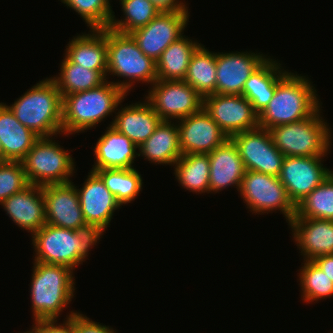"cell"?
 <instances>
[{"mask_svg": "<svg viewBox=\"0 0 333 333\" xmlns=\"http://www.w3.org/2000/svg\"><path fill=\"white\" fill-rule=\"evenodd\" d=\"M306 76L287 70L277 81L273 98L259 114V127L270 129L311 117L322 102ZM321 103V104H320Z\"/></svg>", "mask_w": 333, "mask_h": 333, "instance_id": "6da1fadb", "label": "cell"}, {"mask_svg": "<svg viewBox=\"0 0 333 333\" xmlns=\"http://www.w3.org/2000/svg\"><path fill=\"white\" fill-rule=\"evenodd\" d=\"M126 96L109 80L96 88L62 96V134L75 135L98 126L116 112Z\"/></svg>", "mask_w": 333, "mask_h": 333, "instance_id": "7a4b0ae2", "label": "cell"}, {"mask_svg": "<svg viewBox=\"0 0 333 333\" xmlns=\"http://www.w3.org/2000/svg\"><path fill=\"white\" fill-rule=\"evenodd\" d=\"M101 238L94 230H71L46 223L31 236L34 261L64 265L74 271Z\"/></svg>", "mask_w": 333, "mask_h": 333, "instance_id": "3957f363", "label": "cell"}, {"mask_svg": "<svg viewBox=\"0 0 333 333\" xmlns=\"http://www.w3.org/2000/svg\"><path fill=\"white\" fill-rule=\"evenodd\" d=\"M7 106L39 137L62 135V96L51 77L39 81Z\"/></svg>", "mask_w": 333, "mask_h": 333, "instance_id": "277c9868", "label": "cell"}, {"mask_svg": "<svg viewBox=\"0 0 333 333\" xmlns=\"http://www.w3.org/2000/svg\"><path fill=\"white\" fill-rule=\"evenodd\" d=\"M32 263L30 302L33 321L58 319L75 297L74 271L64 265Z\"/></svg>", "mask_w": 333, "mask_h": 333, "instance_id": "5b68a950", "label": "cell"}, {"mask_svg": "<svg viewBox=\"0 0 333 333\" xmlns=\"http://www.w3.org/2000/svg\"><path fill=\"white\" fill-rule=\"evenodd\" d=\"M109 75L123 78L122 81L110 82L128 94L136 82L152 85L157 80L156 62L140 50L131 34L120 33L107 27L106 80Z\"/></svg>", "mask_w": 333, "mask_h": 333, "instance_id": "8992f818", "label": "cell"}, {"mask_svg": "<svg viewBox=\"0 0 333 333\" xmlns=\"http://www.w3.org/2000/svg\"><path fill=\"white\" fill-rule=\"evenodd\" d=\"M319 108L311 117L269 129L274 146L284 156H326L331 149V128ZM331 138V139H330Z\"/></svg>", "mask_w": 333, "mask_h": 333, "instance_id": "52a82bcc", "label": "cell"}, {"mask_svg": "<svg viewBox=\"0 0 333 333\" xmlns=\"http://www.w3.org/2000/svg\"><path fill=\"white\" fill-rule=\"evenodd\" d=\"M55 137H40L21 160L29 184L44 186L72 182L75 162L70 150L55 142ZM54 140V141H53Z\"/></svg>", "mask_w": 333, "mask_h": 333, "instance_id": "ba28073f", "label": "cell"}, {"mask_svg": "<svg viewBox=\"0 0 333 333\" xmlns=\"http://www.w3.org/2000/svg\"><path fill=\"white\" fill-rule=\"evenodd\" d=\"M238 192L252 214L262 215L278 210L287 223L295 216L296 206L279 177L246 170Z\"/></svg>", "mask_w": 333, "mask_h": 333, "instance_id": "9c48e42d", "label": "cell"}, {"mask_svg": "<svg viewBox=\"0 0 333 333\" xmlns=\"http://www.w3.org/2000/svg\"><path fill=\"white\" fill-rule=\"evenodd\" d=\"M145 99L162 121H178L203 109L204 98L184 80H156Z\"/></svg>", "mask_w": 333, "mask_h": 333, "instance_id": "30bf717a", "label": "cell"}, {"mask_svg": "<svg viewBox=\"0 0 333 333\" xmlns=\"http://www.w3.org/2000/svg\"><path fill=\"white\" fill-rule=\"evenodd\" d=\"M203 108L228 138L259 127V115L243 95L211 94L204 97Z\"/></svg>", "mask_w": 333, "mask_h": 333, "instance_id": "8fae6325", "label": "cell"}, {"mask_svg": "<svg viewBox=\"0 0 333 333\" xmlns=\"http://www.w3.org/2000/svg\"><path fill=\"white\" fill-rule=\"evenodd\" d=\"M246 170L279 177L284 154L275 146L268 129L257 127L231 137Z\"/></svg>", "mask_w": 333, "mask_h": 333, "instance_id": "7c38bea8", "label": "cell"}, {"mask_svg": "<svg viewBox=\"0 0 333 333\" xmlns=\"http://www.w3.org/2000/svg\"><path fill=\"white\" fill-rule=\"evenodd\" d=\"M189 14L188 9L160 12L146 26L130 34L140 50L156 62L162 52L184 34Z\"/></svg>", "mask_w": 333, "mask_h": 333, "instance_id": "4fadbf2b", "label": "cell"}, {"mask_svg": "<svg viewBox=\"0 0 333 333\" xmlns=\"http://www.w3.org/2000/svg\"><path fill=\"white\" fill-rule=\"evenodd\" d=\"M324 157H284L279 179L295 206L333 172L323 166Z\"/></svg>", "mask_w": 333, "mask_h": 333, "instance_id": "5bb4252c", "label": "cell"}, {"mask_svg": "<svg viewBox=\"0 0 333 333\" xmlns=\"http://www.w3.org/2000/svg\"><path fill=\"white\" fill-rule=\"evenodd\" d=\"M76 189L87 225L102 236L121 204L95 171L90 170L82 188L76 186Z\"/></svg>", "mask_w": 333, "mask_h": 333, "instance_id": "9a60e30c", "label": "cell"}, {"mask_svg": "<svg viewBox=\"0 0 333 333\" xmlns=\"http://www.w3.org/2000/svg\"><path fill=\"white\" fill-rule=\"evenodd\" d=\"M73 183L42 186L46 223L71 230H92L84 219Z\"/></svg>", "mask_w": 333, "mask_h": 333, "instance_id": "2e32d148", "label": "cell"}, {"mask_svg": "<svg viewBox=\"0 0 333 333\" xmlns=\"http://www.w3.org/2000/svg\"><path fill=\"white\" fill-rule=\"evenodd\" d=\"M269 56L260 52H217L216 93L242 95L244 83Z\"/></svg>", "mask_w": 333, "mask_h": 333, "instance_id": "e0dca14e", "label": "cell"}, {"mask_svg": "<svg viewBox=\"0 0 333 333\" xmlns=\"http://www.w3.org/2000/svg\"><path fill=\"white\" fill-rule=\"evenodd\" d=\"M176 123L182 155L209 154L229 139L204 108Z\"/></svg>", "mask_w": 333, "mask_h": 333, "instance_id": "ac0fdd59", "label": "cell"}, {"mask_svg": "<svg viewBox=\"0 0 333 333\" xmlns=\"http://www.w3.org/2000/svg\"><path fill=\"white\" fill-rule=\"evenodd\" d=\"M287 225L303 260L312 261L319 256L333 254L332 220L292 218Z\"/></svg>", "mask_w": 333, "mask_h": 333, "instance_id": "d6986e66", "label": "cell"}, {"mask_svg": "<svg viewBox=\"0 0 333 333\" xmlns=\"http://www.w3.org/2000/svg\"><path fill=\"white\" fill-rule=\"evenodd\" d=\"M0 205L9 218L31 236L46 224L42 186L29 184Z\"/></svg>", "mask_w": 333, "mask_h": 333, "instance_id": "ffe728a7", "label": "cell"}, {"mask_svg": "<svg viewBox=\"0 0 333 333\" xmlns=\"http://www.w3.org/2000/svg\"><path fill=\"white\" fill-rule=\"evenodd\" d=\"M210 161L209 193H219L229 186L240 188L246 168L231 138L208 154Z\"/></svg>", "mask_w": 333, "mask_h": 333, "instance_id": "44dd1931", "label": "cell"}, {"mask_svg": "<svg viewBox=\"0 0 333 333\" xmlns=\"http://www.w3.org/2000/svg\"><path fill=\"white\" fill-rule=\"evenodd\" d=\"M121 108V109H119ZM117 106L115 118L109 126L126 135L137 147L142 145L155 131L162 119L154 111L152 105L144 101Z\"/></svg>", "mask_w": 333, "mask_h": 333, "instance_id": "7402d4cb", "label": "cell"}, {"mask_svg": "<svg viewBox=\"0 0 333 333\" xmlns=\"http://www.w3.org/2000/svg\"><path fill=\"white\" fill-rule=\"evenodd\" d=\"M106 128L94 146L95 162L91 170L133 169L135 158L139 156L138 147L113 126Z\"/></svg>", "mask_w": 333, "mask_h": 333, "instance_id": "603a6c76", "label": "cell"}, {"mask_svg": "<svg viewBox=\"0 0 333 333\" xmlns=\"http://www.w3.org/2000/svg\"><path fill=\"white\" fill-rule=\"evenodd\" d=\"M90 32V33H89ZM87 33L73 36L66 45L65 53L73 63L107 75V28L90 29Z\"/></svg>", "mask_w": 333, "mask_h": 333, "instance_id": "cb8c5ba5", "label": "cell"}, {"mask_svg": "<svg viewBox=\"0 0 333 333\" xmlns=\"http://www.w3.org/2000/svg\"><path fill=\"white\" fill-rule=\"evenodd\" d=\"M138 150V157L142 156L149 163L173 166L182 156L177 123L161 121Z\"/></svg>", "mask_w": 333, "mask_h": 333, "instance_id": "d4e9b609", "label": "cell"}, {"mask_svg": "<svg viewBox=\"0 0 333 333\" xmlns=\"http://www.w3.org/2000/svg\"><path fill=\"white\" fill-rule=\"evenodd\" d=\"M39 138L18 121L6 103L0 102V143L7 161H21Z\"/></svg>", "mask_w": 333, "mask_h": 333, "instance_id": "484cf974", "label": "cell"}, {"mask_svg": "<svg viewBox=\"0 0 333 333\" xmlns=\"http://www.w3.org/2000/svg\"><path fill=\"white\" fill-rule=\"evenodd\" d=\"M279 62L269 56L244 83L242 95L251 102L258 115L268 106L278 79L287 71Z\"/></svg>", "mask_w": 333, "mask_h": 333, "instance_id": "4316f807", "label": "cell"}, {"mask_svg": "<svg viewBox=\"0 0 333 333\" xmlns=\"http://www.w3.org/2000/svg\"><path fill=\"white\" fill-rule=\"evenodd\" d=\"M185 36L171 43L156 61L157 80H184L191 56L201 45Z\"/></svg>", "mask_w": 333, "mask_h": 333, "instance_id": "83f0119b", "label": "cell"}, {"mask_svg": "<svg viewBox=\"0 0 333 333\" xmlns=\"http://www.w3.org/2000/svg\"><path fill=\"white\" fill-rule=\"evenodd\" d=\"M175 179L189 192L209 193L210 161L208 154H184L173 165Z\"/></svg>", "mask_w": 333, "mask_h": 333, "instance_id": "f1b7e54d", "label": "cell"}, {"mask_svg": "<svg viewBox=\"0 0 333 333\" xmlns=\"http://www.w3.org/2000/svg\"><path fill=\"white\" fill-rule=\"evenodd\" d=\"M216 53L200 45L192 54L184 81L203 98L216 93Z\"/></svg>", "mask_w": 333, "mask_h": 333, "instance_id": "f546056e", "label": "cell"}, {"mask_svg": "<svg viewBox=\"0 0 333 333\" xmlns=\"http://www.w3.org/2000/svg\"><path fill=\"white\" fill-rule=\"evenodd\" d=\"M59 71V75L51 78L56 83L61 96L90 90L106 81L99 71L73 63L66 55L61 61Z\"/></svg>", "mask_w": 333, "mask_h": 333, "instance_id": "4dcf8cb0", "label": "cell"}, {"mask_svg": "<svg viewBox=\"0 0 333 333\" xmlns=\"http://www.w3.org/2000/svg\"><path fill=\"white\" fill-rule=\"evenodd\" d=\"M95 171L121 206L133 202L142 191L140 172L133 169H100Z\"/></svg>", "mask_w": 333, "mask_h": 333, "instance_id": "1f68e13d", "label": "cell"}, {"mask_svg": "<svg viewBox=\"0 0 333 333\" xmlns=\"http://www.w3.org/2000/svg\"><path fill=\"white\" fill-rule=\"evenodd\" d=\"M293 218H315L333 221V172L296 205Z\"/></svg>", "mask_w": 333, "mask_h": 333, "instance_id": "d6a6232c", "label": "cell"}, {"mask_svg": "<svg viewBox=\"0 0 333 333\" xmlns=\"http://www.w3.org/2000/svg\"><path fill=\"white\" fill-rule=\"evenodd\" d=\"M123 12L122 19L113 15L109 28L124 34L146 26L160 11L150 0H119Z\"/></svg>", "mask_w": 333, "mask_h": 333, "instance_id": "836d02e7", "label": "cell"}, {"mask_svg": "<svg viewBox=\"0 0 333 333\" xmlns=\"http://www.w3.org/2000/svg\"><path fill=\"white\" fill-rule=\"evenodd\" d=\"M298 273L301 298L306 303L333 297V282L313 261L304 260Z\"/></svg>", "mask_w": 333, "mask_h": 333, "instance_id": "e575fe53", "label": "cell"}, {"mask_svg": "<svg viewBox=\"0 0 333 333\" xmlns=\"http://www.w3.org/2000/svg\"><path fill=\"white\" fill-rule=\"evenodd\" d=\"M61 2L78 13L89 29L109 27L115 14L110 0H61Z\"/></svg>", "mask_w": 333, "mask_h": 333, "instance_id": "d590c367", "label": "cell"}, {"mask_svg": "<svg viewBox=\"0 0 333 333\" xmlns=\"http://www.w3.org/2000/svg\"><path fill=\"white\" fill-rule=\"evenodd\" d=\"M28 185L21 161H6L0 167V204Z\"/></svg>", "mask_w": 333, "mask_h": 333, "instance_id": "8d00e7d4", "label": "cell"}, {"mask_svg": "<svg viewBox=\"0 0 333 333\" xmlns=\"http://www.w3.org/2000/svg\"><path fill=\"white\" fill-rule=\"evenodd\" d=\"M77 311H71L66 315L63 323H59L57 319H39L33 321L30 333H74V314Z\"/></svg>", "mask_w": 333, "mask_h": 333, "instance_id": "74e56055", "label": "cell"}, {"mask_svg": "<svg viewBox=\"0 0 333 333\" xmlns=\"http://www.w3.org/2000/svg\"><path fill=\"white\" fill-rule=\"evenodd\" d=\"M74 333H116L114 328L99 324L86 315L76 312L74 314Z\"/></svg>", "mask_w": 333, "mask_h": 333, "instance_id": "f35d334b", "label": "cell"}, {"mask_svg": "<svg viewBox=\"0 0 333 333\" xmlns=\"http://www.w3.org/2000/svg\"><path fill=\"white\" fill-rule=\"evenodd\" d=\"M160 12H172L188 9L185 1L179 0H150Z\"/></svg>", "mask_w": 333, "mask_h": 333, "instance_id": "ab89813d", "label": "cell"}, {"mask_svg": "<svg viewBox=\"0 0 333 333\" xmlns=\"http://www.w3.org/2000/svg\"><path fill=\"white\" fill-rule=\"evenodd\" d=\"M312 261L333 282V254L319 256Z\"/></svg>", "mask_w": 333, "mask_h": 333, "instance_id": "60d3db41", "label": "cell"}, {"mask_svg": "<svg viewBox=\"0 0 333 333\" xmlns=\"http://www.w3.org/2000/svg\"><path fill=\"white\" fill-rule=\"evenodd\" d=\"M7 160L0 154V167L6 162Z\"/></svg>", "mask_w": 333, "mask_h": 333, "instance_id": "b9f144b4", "label": "cell"}, {"mask_svg": "<svg viewBox=\"0 0 333 333\" xmlns=\"http://www.w3.org/2000/svg\"><path fill=\"white\" fill-rule=\"evenodd\" d=\"M0 154H2V147H1V143H0Z\"/></svg>", "mask_w": 333, "mask_h": 333, "instance_id": "7bdbcfd3", "label": "cell"}]
</instances>
